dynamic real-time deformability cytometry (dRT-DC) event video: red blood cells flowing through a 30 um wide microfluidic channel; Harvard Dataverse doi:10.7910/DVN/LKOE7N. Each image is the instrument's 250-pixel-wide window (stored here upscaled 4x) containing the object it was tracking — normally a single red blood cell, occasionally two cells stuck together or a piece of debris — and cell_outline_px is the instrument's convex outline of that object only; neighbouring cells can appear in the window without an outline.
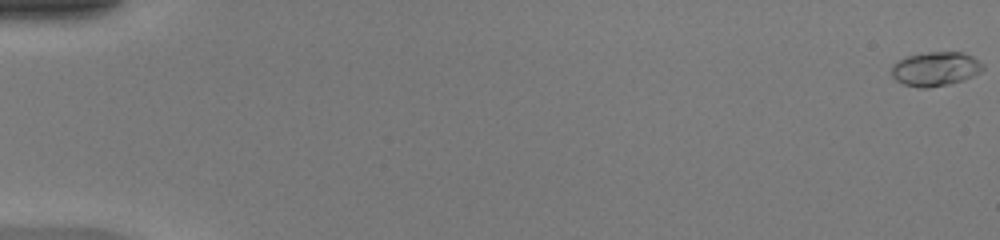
{"species": "common noctule bat (a hibernating species)", "species_latin": "Nyctalus noctula", "temperature_condition": "warm", "stored_images_in_passage": 50, "camera_frame_rate_fps": 3000, "um_per_image_px": 0.085, "animal": {"sex": "female", "body_mass_g": 20.0, "forearm_length_mm": 54.0}, "frame": {"image": 1, "passage_image": 1, "time_ms": 0.0, "image_size_px": [1000, 240], "cell_outline_px": [[984, 68], [980, 72], [964, 80], [948, 84], [928, 88], [920, 88], [904, 84], [896, 80], [892, 76], [892, 64], [908, 56], [928, 52], [960, 52], [972, 56], [984, 64]], "centroid_in_image_um": [79.53, 5.86], "position_along_channel_um": 5.5, "area_um2": 18.09}}
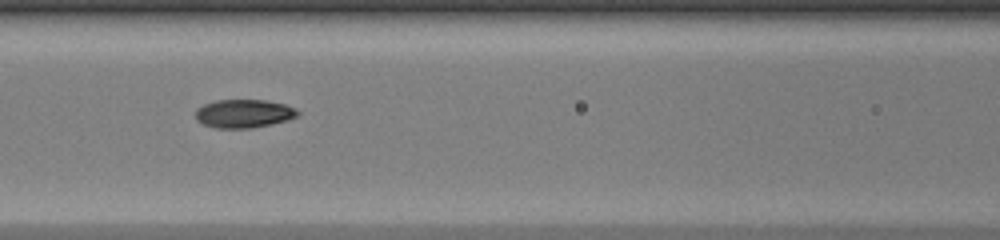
{"frame": {"image": 2, "passage_image": 24, "time_ms": 7.667, "image_size_px": [1000, 240], "cell_outline_px": [[300, 116], [288, 120], [272, 124], [252, 128], [216, 128], [204, 124], [196, 120], [196, 108], [204, 104], [216, 100], [264, 100], [284, 104], [296, 108], [300, 112]], "centroid_in_image_um": [20.75, 9.65], "position_along_channel_um": 145.8, "area_um2": 17.05}}
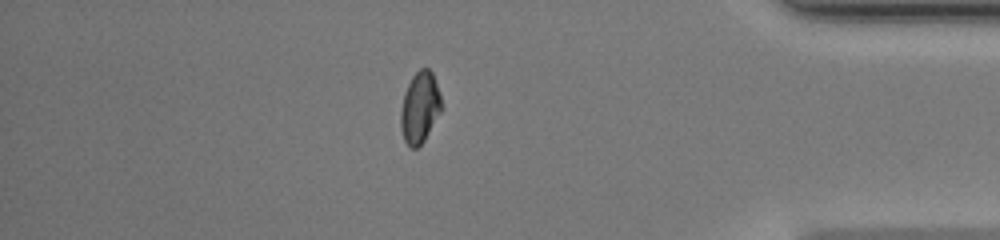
{"frame": {"image": 3, "passage_image": 44, "time_ms": 14.333, "image_size_px": [1000, 240], "cell_outline_px": [[440, 112], [424, 140], [416, 148], [412, 148], [404, 140], [400, 124], [400, 112], [404, 96], [408, 84], [412, 76], [420, 68], [428, 68], [432, 72], [440, 96]], "centroid_in_image_um": [35.66, 9.13], "position_along_channel_um": 399.5, "area_um2": 16.42}, "authors_computed_cell_mechanics": {"area_um2": 16.9354, "velocity_mm_per_s": 4.2556, "shape_relaxation_time_tau1_ms": 9.5342, "shape_relaxation_time_tau2_ms": 0.9542, "deformation_change_tau1": 0.2826, "deformation_change_tau2": 0.0443}}